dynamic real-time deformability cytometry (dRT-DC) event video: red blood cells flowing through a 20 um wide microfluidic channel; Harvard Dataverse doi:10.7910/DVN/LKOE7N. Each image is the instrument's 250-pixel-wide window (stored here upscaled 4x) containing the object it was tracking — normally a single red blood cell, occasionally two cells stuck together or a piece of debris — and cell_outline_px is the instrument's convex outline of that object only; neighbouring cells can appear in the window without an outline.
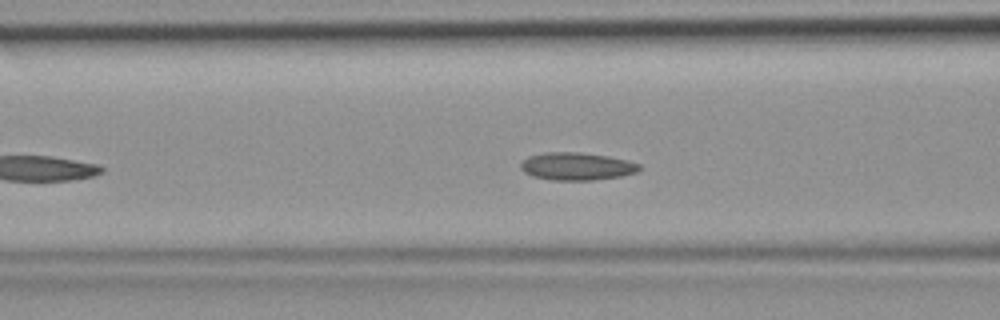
{"species": "common noctule bat (a hibernating species)", "species_latin": "Nyctalus noctula", "temperature_condition": "room temperature", "stored_images_in_passage": 33, "camera_frame_rate_fps": 3000, "um_per_image_px": 0.085, "animal": {"sex": "female", "body_mass_g": 19.9}, "frame": {"image": 1, "passage_image": 10, "time_ms": 3.0, "image_size_px": [1000, 320], "cell_outline_px": [[640, 168], [636, 172], [620, 176], [592, 180], [552, 180], [532, 176], [524, 172], [520, 168], [520, 164], [528, 156], [544, 152], [580, 152], [608, 156], [628, 160], [640, 164]], "centroid_in_image_um": [49.0, 14.13], "position_along_channel_um": 117.6, "area_um2": 19.13}}
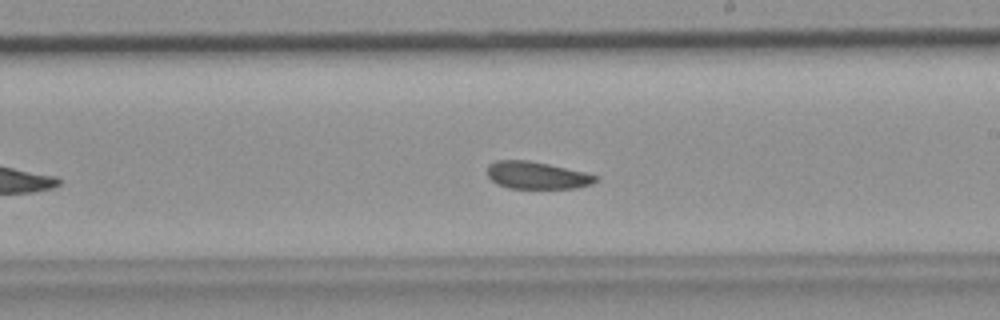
{"frame": {"image": 2, "passage_image": 19, "time_ms": 6.0, "image_size_px": [1000, 320], "cell_outline_px": [[600, 176], [592, 184], [576, 188], [508, 188], [496, 184], [488, 176], [488, 164], [496, 160], [528, 160], [548, 164], [584, 172]], "centroid_in_image_um": [45.62, 14.9], "position_along_channel_um": 243.4, "area_um2": 17.22}}